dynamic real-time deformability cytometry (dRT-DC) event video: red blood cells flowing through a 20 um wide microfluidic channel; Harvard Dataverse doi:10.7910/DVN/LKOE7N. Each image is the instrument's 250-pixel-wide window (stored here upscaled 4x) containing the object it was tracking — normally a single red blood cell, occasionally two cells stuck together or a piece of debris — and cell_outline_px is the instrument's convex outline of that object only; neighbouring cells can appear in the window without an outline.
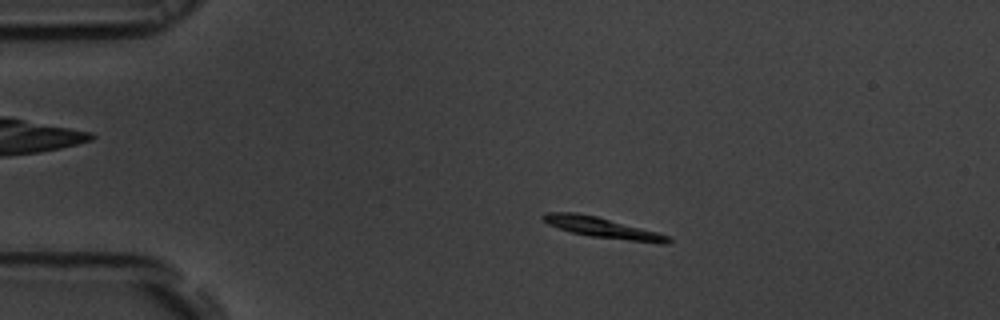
{"species": "common noctule bat (a hibernating species)", "species_latin": "Nyctalus noctula", "temperature_condition": "room temperature", "stored_images_in_passage": 47, "camera_frame_rate_fps": 3000, "um_per_image_px": 0.085, "animal": {"sex": "male", "body_mass_g": 19.5, "forearm_length_mm": 54.6}, "frame": {"image": 1, "passage_image": 3, "time_ms": 0.667, "image_size_px": [1000, 320], "cell_outline_px": [[672, 240], [668, 244], [660, 244], [592, 236], [572, 232], [548, 224], [540, 216], [544, 212], [576, 212], [596, 216], [656, 232], [668, 236]], "centroid_in_image_um": [51.2, 19.35], "position_along_channel_um": 33.8, "area_um2": 14.68}}
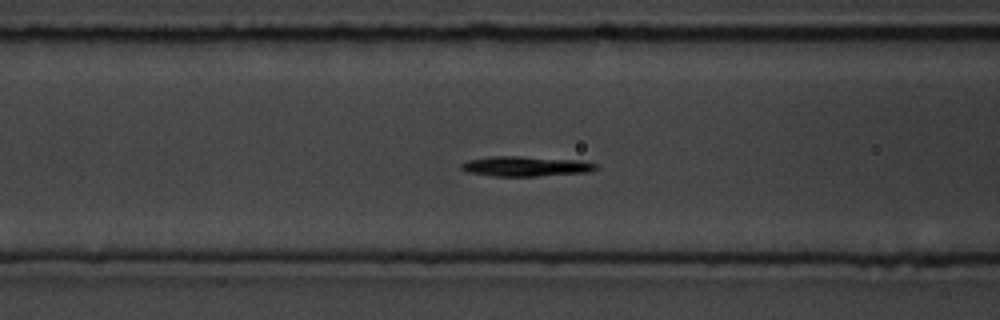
{"frame": {"image": 2, "passage_image": 14, "time_ms": 4.333, "image_size_px": [1000, 320], "cell_outline_px": [[600, 168], [592, 172], [536, 176], [492, 176], [468, 172], [460, 168], [460, 164], [468, 160], [488, 156], [520, 156], [584, 160], [596, 164]], "centroid_in_image_um": [44.74, 14.13], "position_along_channel_um": 121.9, "area_um2": 16.01}}
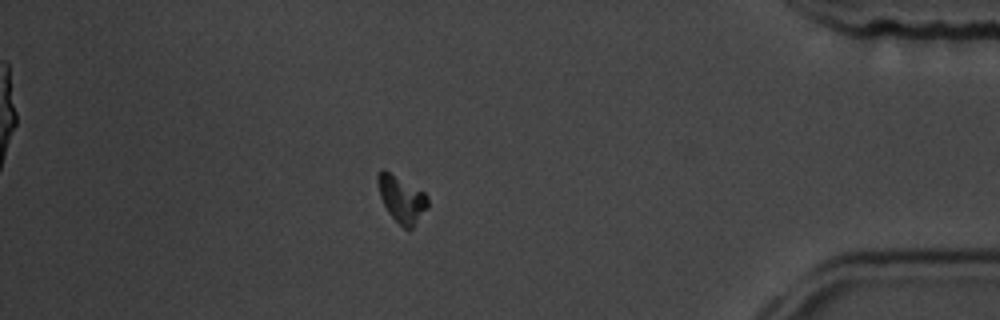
{"frame": {"image": 3, "passage_image": 40, "time_ms": 13.0, "image_size_px": [1000, 320], "cell_outline_px": [[428, 208], [412, 228], [408, 232], [388, 212], [380, 196], [376, 180], [376, 176], [384, 168], [424, 192], [428, 196]], "centroid_in_image_um": [34.14, 16.92], "position_along_channel_um": 401.1, "area_um2": 13.58}, "authors_computed_cell_mechanics": {"area_um2": 14.161, "velocity_mm_per_s": 3.6676, "shape_relaxation_time_tau1_ms": 2.142, "shape_relaxation_time_tau2_ms": null, "deformation_change_tau1": 0.1329, "deformation_change_tau2": null}}